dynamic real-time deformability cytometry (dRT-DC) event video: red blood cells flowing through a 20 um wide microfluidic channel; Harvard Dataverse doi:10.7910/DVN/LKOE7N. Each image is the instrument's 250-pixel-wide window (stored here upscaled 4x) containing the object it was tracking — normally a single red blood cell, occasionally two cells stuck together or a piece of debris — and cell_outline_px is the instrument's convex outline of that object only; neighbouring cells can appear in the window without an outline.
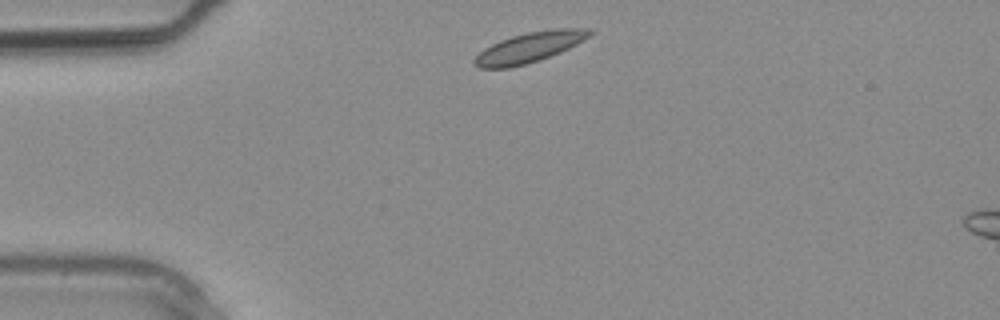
{"species": "common noctule bat (a hibernating species)", "species_latin": "Nyctalus noctula", "temperature_condition": "warm", "stored_images_in_passage": 2, "camera_frame_rate_fps": 3000, "um_per_image_px": 0.085, "animal": {"sex": "male", "body_mass_g": 20.4}, "frame": {"image": 1, "passage_image": 2, "time_ms": 0.333, "image_size_px": [1000, 320], "cell_outline_px": [[592, 32], [584, 40], [560, 52], [524, 64], [508, 68], [480, 68], [472, 60], [484, 48], [500, 40], [512, 36], [528, 32], [556, 28], [588, 28]], "centroid_in_image_um": [44.98, 4.01], "position_along_channel_um": 40.0, "area_um2": 19.83}}